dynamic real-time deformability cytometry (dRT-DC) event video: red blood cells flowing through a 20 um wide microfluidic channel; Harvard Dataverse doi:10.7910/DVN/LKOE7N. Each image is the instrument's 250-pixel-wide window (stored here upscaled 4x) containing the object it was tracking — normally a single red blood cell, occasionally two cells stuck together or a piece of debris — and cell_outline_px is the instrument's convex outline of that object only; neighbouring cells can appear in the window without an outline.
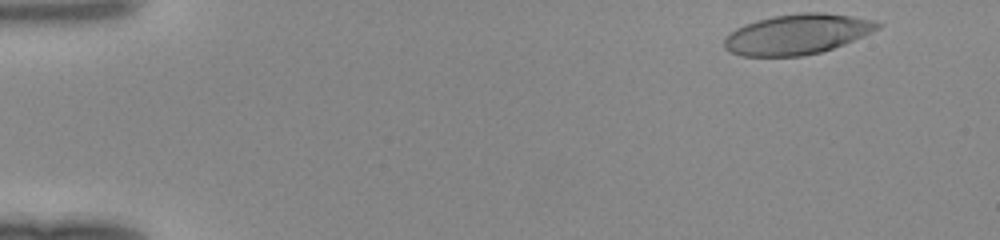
{"species": "human", "species_latin": "Homo sapiens", "temperature_condition": "room temperature", "stored_images_in_passage": 44, "camera_frame_rate_fps": 3000, "um_per_image_px": 0.085, "donor": {"sex": "female"}, "frame": {"image": 1, "passage_image": 1, "time_ms": 0.0, "image_size_px": [1000, 240], "cell_outline_px": [[884, 24], [880, 28], [864, 36], [844, 44], [820, 52], [804, 56], [740, 56], [728, 52], [724, 48], [724, 36], [736, 28], [744, 24], [756, 20], [776, 16], [800, 12], [824, 12], [852, 16], [876, 20]], "centroid_in_image_um": [67.76, 2.91], "position_along_channel_um": 17.2, "area_um2": 36.3}}
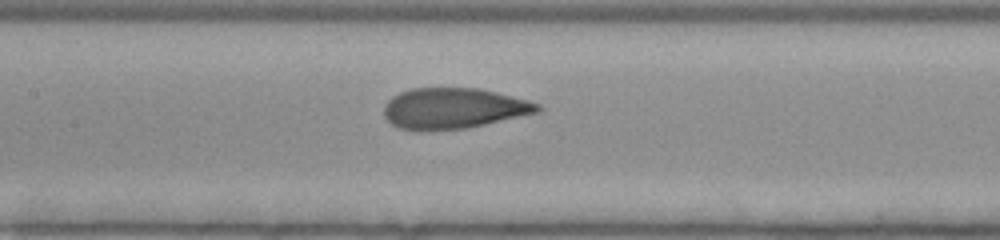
{"frame": {"image": 2, "passage_image": 20, "time_ms": 6.333, "image_size_px": [1000, 240], "cell_outline_px": [[544, 108], [540, 112], [468, 128], [428, 132], [420, 132], [400, 128], [392, 124], [384, 116], [384, 104], [392, 96], [400, 92], [412, 88], [480, 88], [528, 100], [540, 104]], "centroid_in_image_um": [38.55, 9.23], "position_along_channel_um": 168.9, "area_um2": 37.05}}
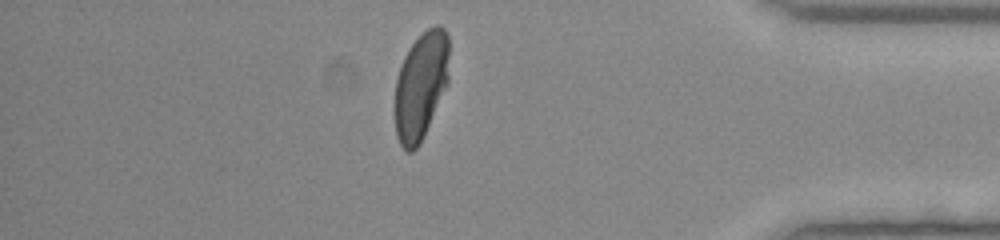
{"frame": {"image": 3, "passage_image": 38, "time_ms": 12.333, "image_size_px": [1000, 240], "cell_outline_px": [[448, 84], [424, 136], [420, 144], [412, 152], [404, 152], [396, 136], [392, 108], [396, 80], [404, 56], [408, 48], [428, 28], [436, 24], [440, 24], [448, 32]], "centroid_in_image_um": [35.74, 7.34], "position_along_channel_um": 399.5, "area_um2": 34.85}}